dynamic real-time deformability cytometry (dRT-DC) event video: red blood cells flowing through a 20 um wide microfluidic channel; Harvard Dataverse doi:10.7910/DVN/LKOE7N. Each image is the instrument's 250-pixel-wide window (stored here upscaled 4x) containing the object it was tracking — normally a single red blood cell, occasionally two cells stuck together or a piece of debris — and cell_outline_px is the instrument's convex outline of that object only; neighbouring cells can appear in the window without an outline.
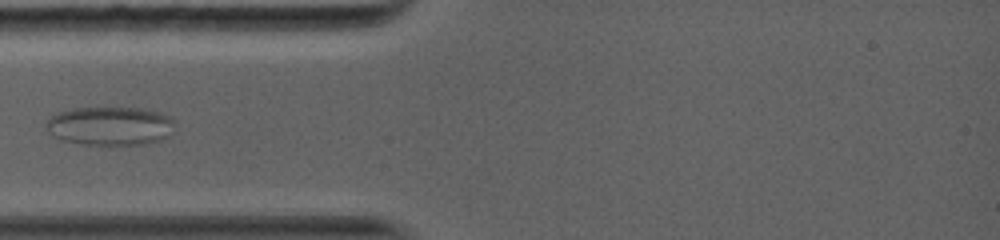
{"species": "common noctule bat (a hibernating species)", "species_latin": "Nyctalus noctula", "temperature_condition": "warm", "stored_images_in_passage": 35, "camera_frame_rate_fps": 5000, "um_per_image_px": 0.085, "animal": {"sex": "female", "body_mass_g": 19.0, "forearm_length_mm": 56.7}, "frame": {"image": 1, "passage_image": 8, "time_ms": 3.8, "image_size_px": [1000, 240], "cell_outline_px": [[176, 120], [172, 136], [148, 144], [80, 144], [60, 140], [52, 136], [44, 128], [44, 124], [52, 116], [60, 112], [72, 108], [144, 108], [160, 112]], "centroid_in_image_um": [9.39, 10.71], "position_along_channel_um": 75.6, "area_um2": 29.48}}
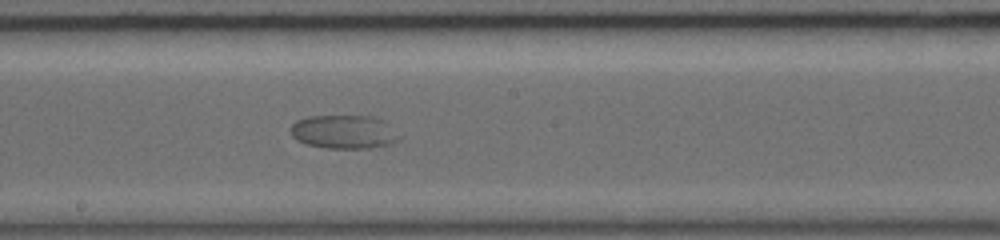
{"frame": {"image": 2, "passage_image": 15, "time_ms": 7.6, "image_size_px": [1000, 240], "cell_outline_px": [[400, 140], [388, 144], [368, 148], [328, 148], [304, 144], [296, 140], [292, 136], [288, 128], [296, 120], [308, 116], [372, 116], [384, 120]], "centroid_in_image_um": [29.14, 11.2], "position_along_channel_um": 219.1, "area_um2": 21.21}}
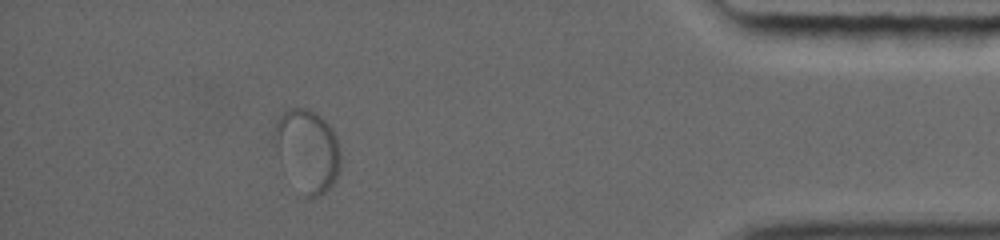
{"frame": {"image": 3, "passage_image": 27, "time_ms": 14.0, "image_size_px": [1000, 240], "cell_outline_px": [[340, 168], [336, 180], [320, 196], [304, 196], [276, 148], [272, 136], [276, 120], [280, 112], [288, 108], [308, 108], [316, 112], [332, 128], [336, 136], [340, 152]], "centroid_in_image_um": [26.16, 12.7], "position_along_channel_um": 409.0, "area_um2": 31.1}}